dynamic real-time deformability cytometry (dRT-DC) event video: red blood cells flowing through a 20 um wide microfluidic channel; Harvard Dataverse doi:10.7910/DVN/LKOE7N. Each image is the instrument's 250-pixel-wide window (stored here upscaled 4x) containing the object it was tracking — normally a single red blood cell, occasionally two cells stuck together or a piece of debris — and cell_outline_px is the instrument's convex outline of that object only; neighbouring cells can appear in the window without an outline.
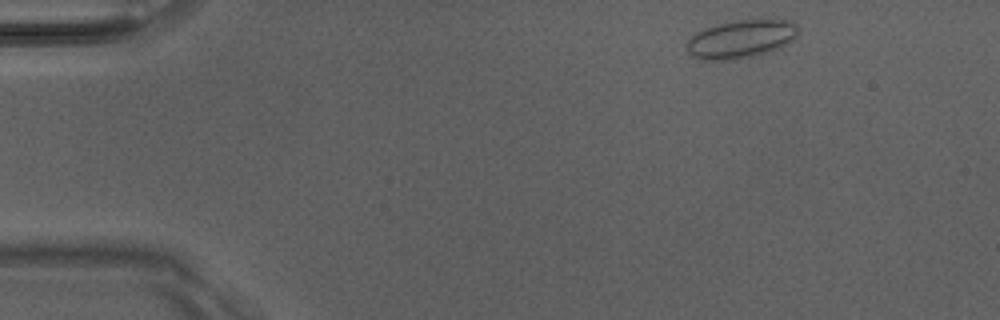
{"species": "Egyptian fruit bat (a non-hibernating species)", "species_latin": "Rousettus aegyptiacus", "temperature_condition": "room temperature", "stored_images_in_passage": 45, "camera_frame_rate_fps": 3000, "um_per_image_px": 0.085, "animal": {"sex": "male"}, "frame": {"image": 1, "passage_image": 1, "time_ms": 0.0, "image_size_px": [1000, 320], "cell_outline_px": [[800, 32], [796, 40], [780, 48], [752, 56], [732, 60], [700, 60], [692, 56], [688, 52], [684, 44], [696, 32], [704, 28], [716, 24], [736, 20], [792, 20], [800, 28]], "centroid_in_image_um": [63.01, 3.32], "position_along_channel_um": 22.0, "area_um2": 25.26}}
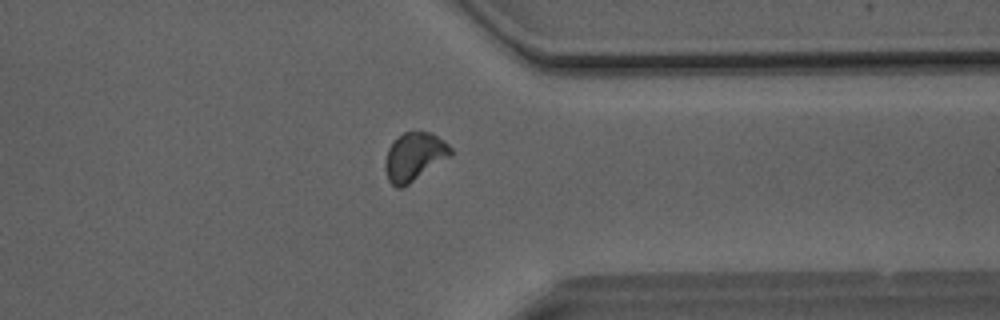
{"frame": {"image": 2, "passage_image": 34, "time_ms": 11.0, "image_size_px": [1000, 320], "cell_outline_px": [[452, 156], [408, 184], [400, 188], [396, 188], [388, 180], [384, 168], [384, 164], [388, 148], [404, 132], [432, 132], [444, 140], [452, 148]], "centroid_in_image_um": [35.23, 13.32], "position_along_channel_um": 376.2, "area_um2": 18.38}}
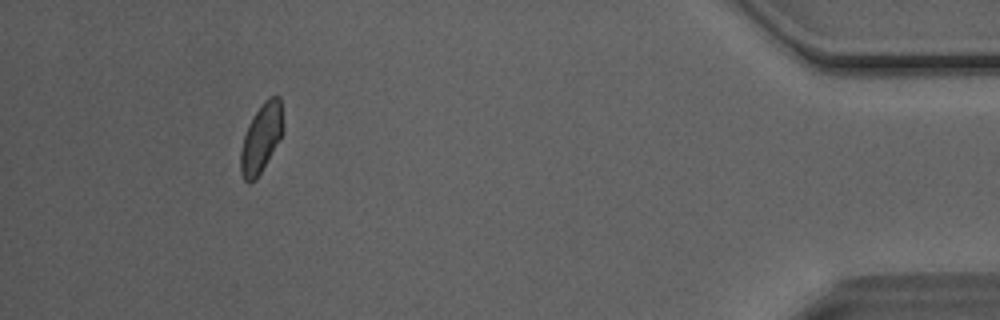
{"frame": {"image": 3, "passage_image": 41, "time_ms": 13.333, "image_size_px": [1000, 320], "cell_outline_px": [[284, 132], [256, 180], [248, 184], [244, 180], [240, 172], [240, 152], [244, 136], [248, 124], [264, 100], [268, 96], [280, 96]], "centroid_in_image_um": [22.2, 11.75], "position_along_channel_um": 413.0, "area_um2": 17.11}, "authors_computed_cell_mechanics": {"area_um2": 17.8024, "velocity_mm_per_s": 4.0646, "shape_relaxation_time_tau1_ms": 4.498, "shape_relaxation_time_tau2_ms": 1.0802, "deformation_change_tau1": 0.0754, "deformation_change_tau2": 0.0476}}